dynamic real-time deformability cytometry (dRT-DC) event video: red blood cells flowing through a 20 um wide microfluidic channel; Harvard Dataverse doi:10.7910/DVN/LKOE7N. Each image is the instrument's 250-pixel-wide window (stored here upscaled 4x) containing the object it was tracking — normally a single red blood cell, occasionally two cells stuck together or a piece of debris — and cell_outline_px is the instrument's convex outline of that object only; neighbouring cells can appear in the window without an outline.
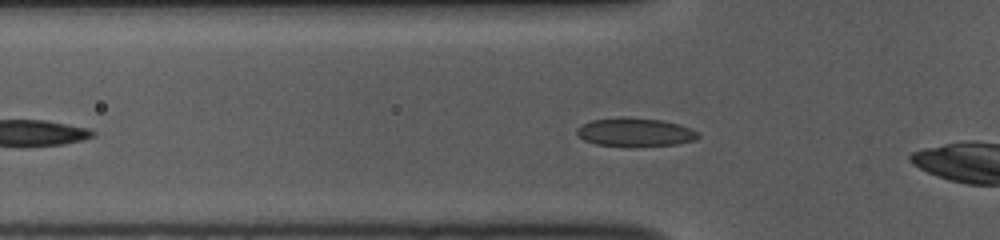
{"species": "common noctule bat (a hibernating species)", "species_latin": "Nyctalus noctula", "temperature_condition": "room temperature", "stored_images_in_passage": 8, "camera_frame_rate_fps": 3000, "um_per_image_px": 0.085, "animal": {"sex": "female", "body_mass_g": 10.0, "forearm_length_mm": 53.1}, "frame": {"image": 1, "passage_image": 5, "time_ms": 1.333, "image_size_px": [1000, 240], "cell_outline_px": [[700, 136], [696, 140], [676, 144], [596, 144], [584, 140], [576, 132], [576, 128], [592, 120], [620, 116], [624, 116], [660, 120], [680, 124], [692, 128], [700, 132]], "centroid_in_image_um": [54.03, 11.19], "position_along_channel_um": 71.8, "area_um2": 19.59}}